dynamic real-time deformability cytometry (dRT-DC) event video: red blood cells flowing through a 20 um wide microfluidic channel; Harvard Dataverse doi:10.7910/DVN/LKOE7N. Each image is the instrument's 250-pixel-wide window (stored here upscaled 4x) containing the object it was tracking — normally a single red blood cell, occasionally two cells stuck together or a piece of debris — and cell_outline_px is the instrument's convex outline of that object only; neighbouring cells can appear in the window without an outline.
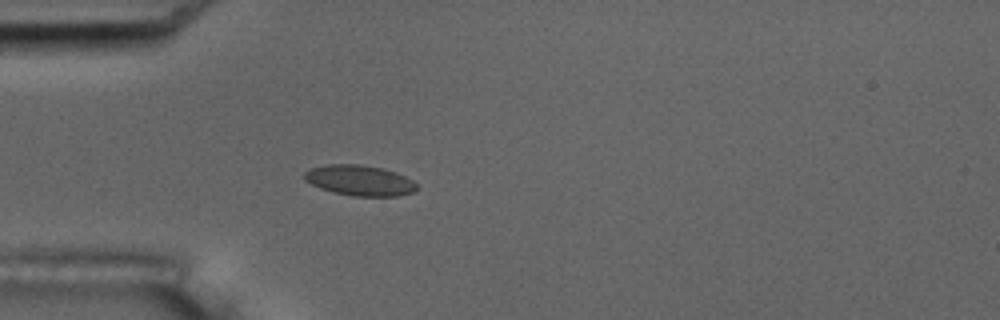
{"species": "common noctule bat (a hibernating species)", "species_latin": "Nyctalus noctula", "temperature_condition": "room temperature", "stored_images_in_passage": 4, "camera_frame_rate_fps": 3000, "um_per_image_px": 0.085, "animal": {"sex": "male", "body_mass_g": 17.5, "forearm_length_mm": 52.3}, "frame": {"image": 1, "passage_image": 4, "time_ms": 4.333, "image_size_px": [1000, 320], "cell_outline_px": [[416, 188], [412, 192], [396, 196], [352, 196], [332, 192], [320, 188], [304, 180], [304, 172], [312, 168], [328, 164], [360, 164], [384, 168], [396, 172], [412, 180], [416, 184]], "centroid_in_image_um": [30.55, 15.33], "position_along_channel_um": 54.5, "area_um2": 19.94}}